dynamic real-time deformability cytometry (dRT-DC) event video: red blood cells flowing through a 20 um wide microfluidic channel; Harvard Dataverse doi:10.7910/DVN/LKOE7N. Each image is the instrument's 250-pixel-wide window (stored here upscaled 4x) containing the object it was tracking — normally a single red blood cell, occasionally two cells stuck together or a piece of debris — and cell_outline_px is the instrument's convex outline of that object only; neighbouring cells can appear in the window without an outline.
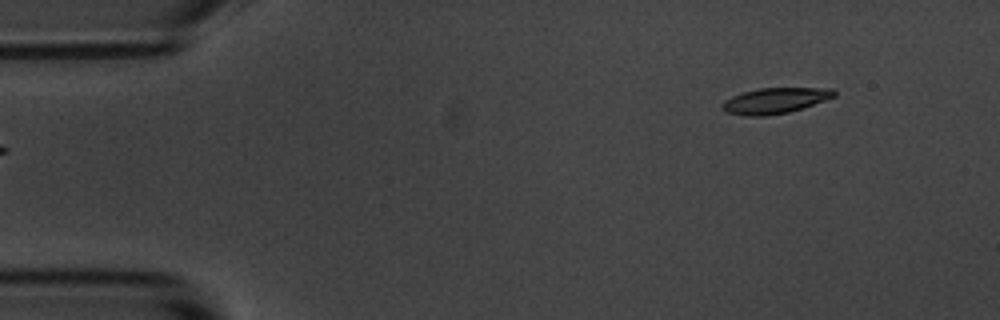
{"species": "common noctule bat (a hibernating species)", "species_latin": "Nyctalus noctula", "temperature_condition": "room temperature", "stored_images_in_passage": 50, "camera_frame_rate_fps": 3000, "um_per_image_px": 0.085, "animal": {"sex": "male", "body_mass_g": 20.1, "forearm_length_mm": 53.5}, "frame": {"image": 1, "passage_image": 1, "time_ms": 0.0, "image_size_px": [1000, 320], "cell_outline_px": [[836, 96], [788, 112], [764, 116], [744, 116], [728, 112], [720, 108], [720, 104], [724, 100], [732, 96], [744, 92], [760, 88], [832, 88], [836, 92]], "centroid_in_image_um": [65.83, 8.55], "position_along_channel_um": 19.2, "area_um2": 16.59}}
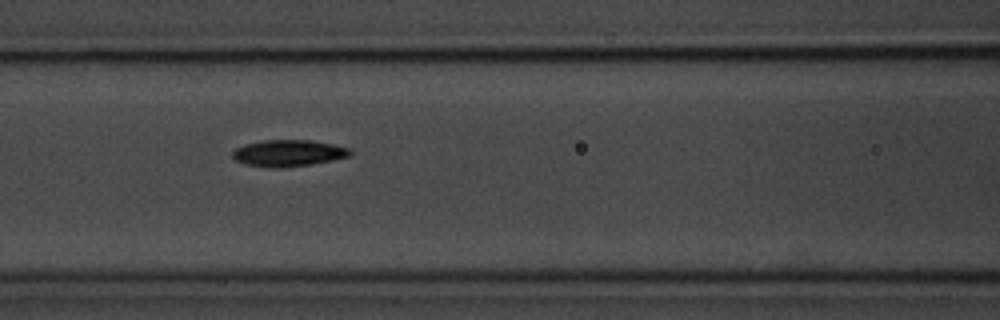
{"frame": {"image": 2, "passage_image": 18, "time_ms": 5.667, "image_size_px": [1000, 320], "cell_outline_px": [[352, 152], [348, 156], [332, 160], [312, 164], [280, 168], [268, 168], [244, 164], [236, 160], [232, 156], [232, 152], [236, 148], [244, 144], [264, 140], [312, 140], [332, 144], [348, 148]], "centroid_in_image_um": [24.47, 13.02], "position_along_channel_um": 142.1, "area_um2": 18.21}}
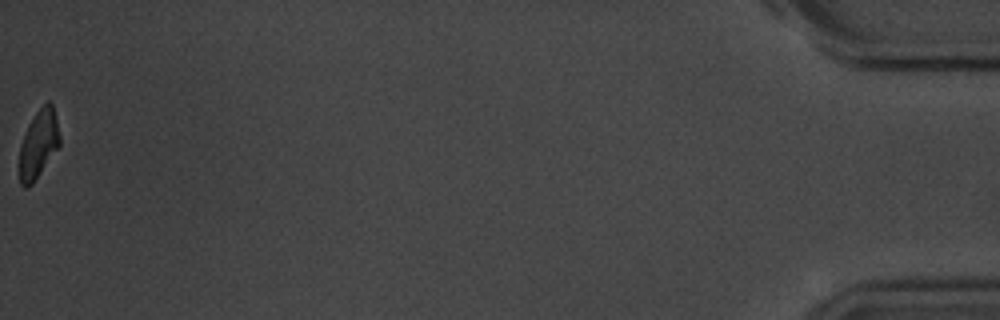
{"frame": {"image": 3, "passage_image": 50, "time_ms": 16.333, "image_size_px": [1000, 320], "cell_outline_px": [[60, 144], [32, 184], [28, 188], [24, 188], [20, 184], [20, 148], [28, 124], [36, 112], [48, 100], [52, 104], [56, 116], [60, 136]], "centroid_in_image_um": [3.28, 12.24], "position_along_channel_um": 431.9, "area_um2": 15.72}, "authors_computed_cell_mechanics": {"area_um2": 17.4556, "velocity_mm_per_s": 3.6541, "shape_relaxation_time_tau1_ms": 2.5366, "shape_relaxation_time_tau2_ms": 8.7337, "deformation_change_tau1": 0.125, "deformation_change_tau2": 0.1323}}